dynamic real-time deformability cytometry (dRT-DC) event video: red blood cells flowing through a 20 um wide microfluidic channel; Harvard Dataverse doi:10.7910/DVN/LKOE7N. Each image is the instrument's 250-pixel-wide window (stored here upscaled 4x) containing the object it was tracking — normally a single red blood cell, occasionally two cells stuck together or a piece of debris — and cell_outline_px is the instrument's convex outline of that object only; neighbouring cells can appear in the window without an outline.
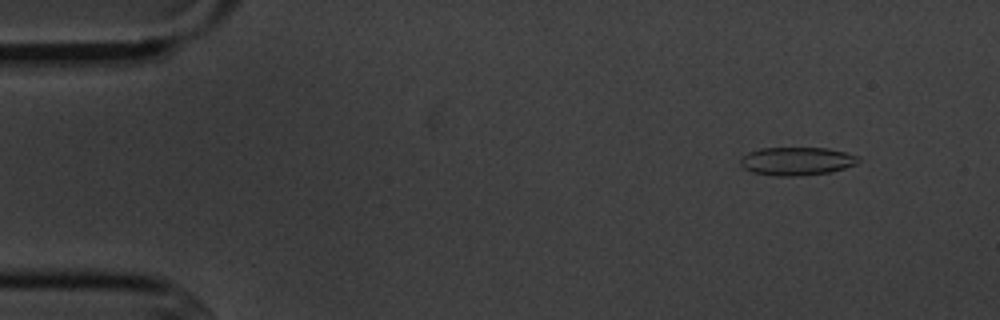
{"species": "common noctule bat (a hibernating species)", "species_latin": "Nyctalus noctula", "temperature_condition": "cold", "stored_images_in_passage": 4, "camera_frame_rate_fps": 3000, "um_per_image_px": 0.085, "animal": {"sex": "male", "body_mass_g": 20.1, "forearm_length_mm": 53.5}, "frame": {"image": 1, "passage_image": 1, "time_ms": 0.0, "image_size_px": [1000, 320], "cell_outline_px": [[860, 160], [856, 164], [832, 172], [800, 176], [776, 176], [752, 172], [744, 168], [740, 164], [740, 160], [748, 152], [760, 148], [828, 148], [860, 156]], "centroid_in_image_um": [67.74, 13.7], "position_along_channel_um": 17.3, "area_um2": 19.48}}